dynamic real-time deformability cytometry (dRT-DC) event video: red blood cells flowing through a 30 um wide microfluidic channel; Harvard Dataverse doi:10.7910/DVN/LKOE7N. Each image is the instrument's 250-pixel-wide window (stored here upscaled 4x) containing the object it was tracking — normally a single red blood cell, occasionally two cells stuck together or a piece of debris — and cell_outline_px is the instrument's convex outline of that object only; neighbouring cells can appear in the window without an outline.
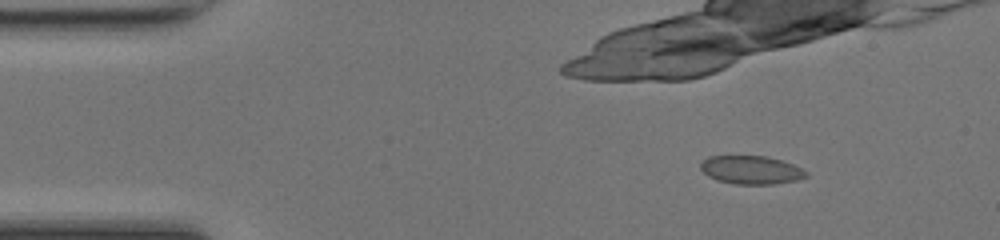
{"species": "common noctule bat (a hibernating species)", "species_latin": "Nyctalus noctula", "temperature_condition": "room temperature", "stored_images_in_passage": 15, "camera_frame_rate_fps": 3000, "um_per_image_px": 0.085, "animal": {"sex": "female", "body_mass_g": 17.0, "forearm_length_mm": 48.0}, "frame": {"image": 1, "passage_image": 7, "time_ms": 2.0, "image_size_px": [1000, 240], "cell_outline_px": [[808, 176], [800, 180], [776, 184], [736, 184], [716, 180], [708, 176], [700, 168], [700, 164], [708, 156], [764, 156], [780, 160], [792, 164], [808, 172]], "centroid_in_image_um": [63.86, 14.45], "position_along_channel_um": 21.1, "area_um2": 17.46}}